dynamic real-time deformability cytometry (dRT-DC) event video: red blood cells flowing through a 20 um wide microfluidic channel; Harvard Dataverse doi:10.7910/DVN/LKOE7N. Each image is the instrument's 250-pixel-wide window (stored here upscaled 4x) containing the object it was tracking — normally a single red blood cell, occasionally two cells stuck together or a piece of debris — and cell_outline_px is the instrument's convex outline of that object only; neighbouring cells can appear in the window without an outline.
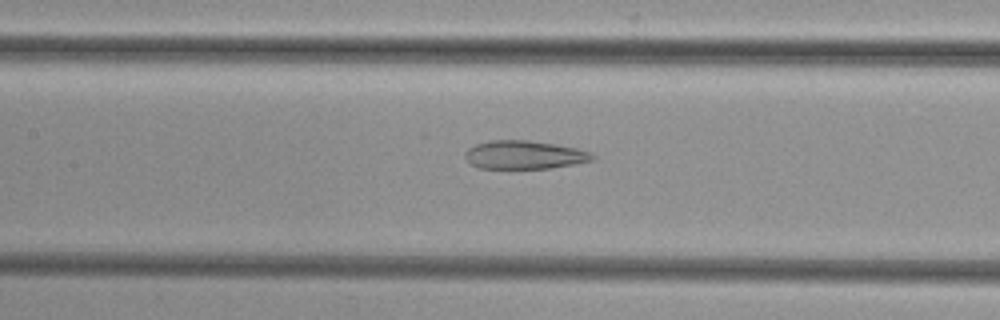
{"species": "common noctule bat (a hibernating species)", "species_latin": "Nyctalus noctula", "temperature_condition": "cold", "stored_images_in_passage": 52, "camera_frame_rate_fps": 3000, "um_per_image_px": 0.085, "animal": {"sex": "female", "body_mass_g": 29.2, "forearm_length_mm": 56.3}, "frame": {"image": 1, "passage_image": 24, "time_ms": 7.667, "image_size_px": [1000, 320], "cell_outline_px": [[596, 156], [592, 160], [552, 168], [480, 168], [472, 164], [464, 156], [464, 152], [468, 148], [476, 144], [488, 140], [528, 140], [556, 144], [576, 148], [592, 152]], "centroid_in_image_um": [44.57, 13.15], "position_along_channel_um": 162.8, "area_um2": 21.04}}
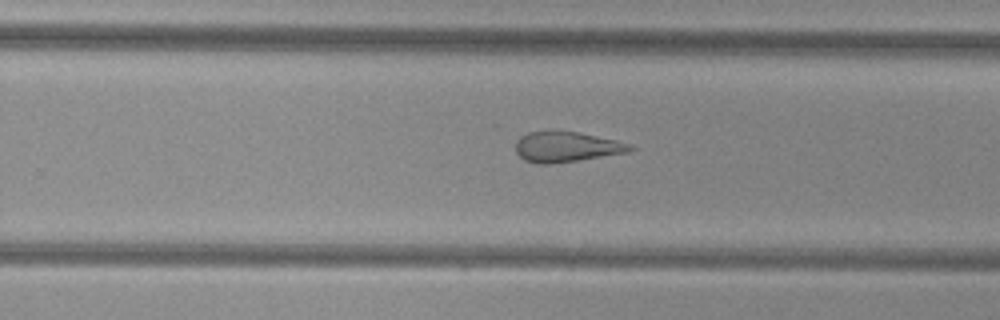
{"frame": {"image": 2, "passage_image": 33, "time_ms": 10.667, "image_size_px": [1000, 320], "cell_outline_px": [[636, 148], [628, 152], [580, 160], [548, 164], [536, 164], [524, 160], [516, 152], [516, 140], [520, 136], [528, 132], [552, 128], [580, 132], [616, 140], [632, 144]], "centroid_in_image_um": [48.12, 12.44], "position_along_channel_um": 281.7, "area_um2": 20.92}}
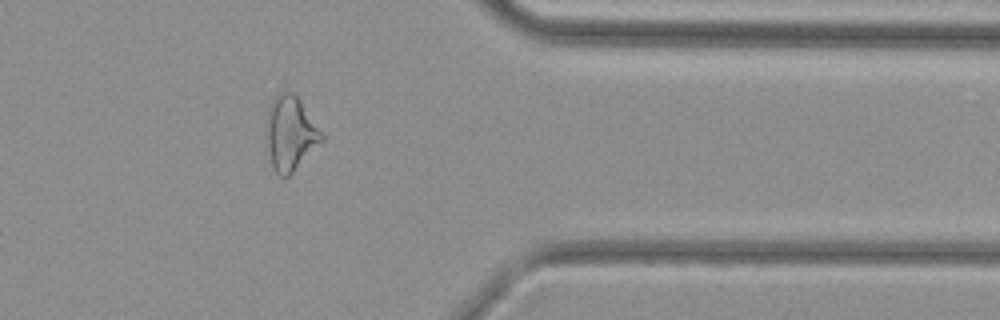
{"frame": {"image": 3, "passage_image": 42, "time_ms": 13.667, "image_size_px": [1000, 320], "cell_outline_px": [[324, 140], [288, 176], [280, 176], [276, 172], [272, 164], [264, 132], [268, 108], [272, 100], [280, 92], [292, 92], [300, 100], [324, 136]], "centroid_in_image_um": [24.65, 11.32], "position_along_channel_um": 386.7, "area_um2": 23.7}}